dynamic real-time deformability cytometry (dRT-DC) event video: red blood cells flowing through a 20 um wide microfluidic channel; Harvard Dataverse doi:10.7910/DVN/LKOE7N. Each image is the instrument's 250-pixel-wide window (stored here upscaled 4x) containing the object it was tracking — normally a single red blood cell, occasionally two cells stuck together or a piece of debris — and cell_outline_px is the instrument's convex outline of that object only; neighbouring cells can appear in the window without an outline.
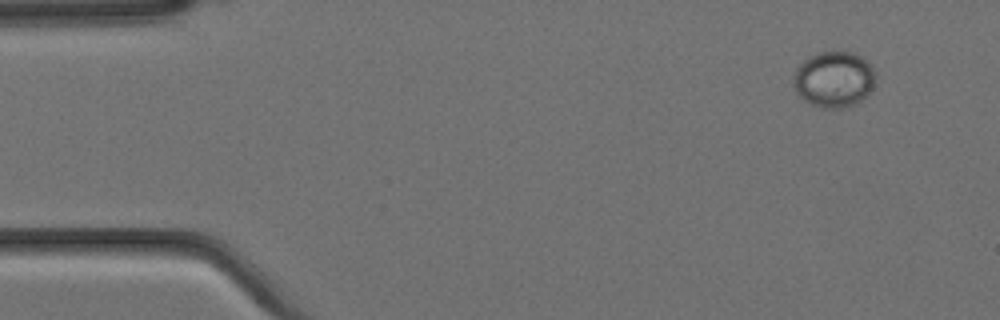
{"species": "Egyptian fruit bat (a non-hibernating species)", "species_latin": "Rousettus aegyptiacus", "temperature_condition": "cold", "stored_images_in_passage": 8, "camera_frame_rate_fps": 3000, "um_per_image_px": 0.085, "animal": {"sex": "female"}, "frame": {"image": 1, "passage_image": 1, "time_ms": 0.0, "image_size_px": [1000, 320], "cell_outline_px": [[876, 80], [868, 96], [852, 104], [840, 108], [824, 108], [812, 104], [804, 100], [796, 92], [792, 84], [796, 68], [804, 60], [820, 52], [852, 52], [860, 56], [876, 72]], "centroid_in_image_um": [70.88, 6.75], "position_along_channel_um": 14.1, "area_um2": 26.59}}
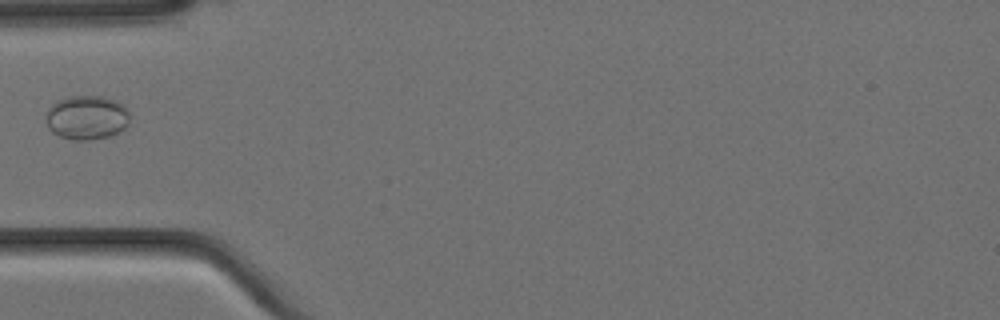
{"frame": {"image": 2, "passage_image": 5, "time_ms": 1.333, "image_size_px": [1000, 320], "cell_outline_px": [[128, 124], [120, 132], [108, 136], [88, 140], [72, 140], [60, 136], [52, 132], [48, 128], [44, 120], [44, 112], [56, 100], [68, 96], [104, 96], [116, 100], [124, 104], [128, 112]], "centroid_in_image_um": [7.32, 9.97], "position_along_channel_um": 77.7, "area_um2": 22.02}}
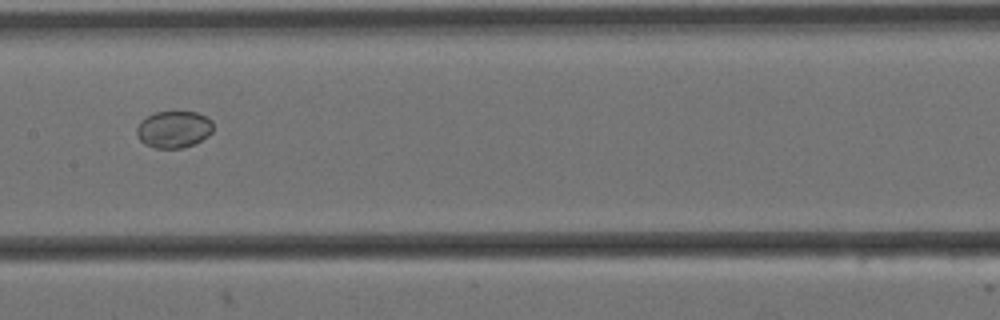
{"frame": {"image": 3, "passage_image": 8, "time_ms": 2.333, "image_size_px": [1000, 320], "cell_outline_px": [[212, 132], [208, 136], [192, 144], [180, 148], [156, 148], [144, 144], [136, 136], [136, 128], [140, 120], [156, 112], [196, 112], [212, 120]], "centroid_in_image_um": [14.73, 10.99], "position_along_channel_um": 192.7, "area_um2": 16.36}}